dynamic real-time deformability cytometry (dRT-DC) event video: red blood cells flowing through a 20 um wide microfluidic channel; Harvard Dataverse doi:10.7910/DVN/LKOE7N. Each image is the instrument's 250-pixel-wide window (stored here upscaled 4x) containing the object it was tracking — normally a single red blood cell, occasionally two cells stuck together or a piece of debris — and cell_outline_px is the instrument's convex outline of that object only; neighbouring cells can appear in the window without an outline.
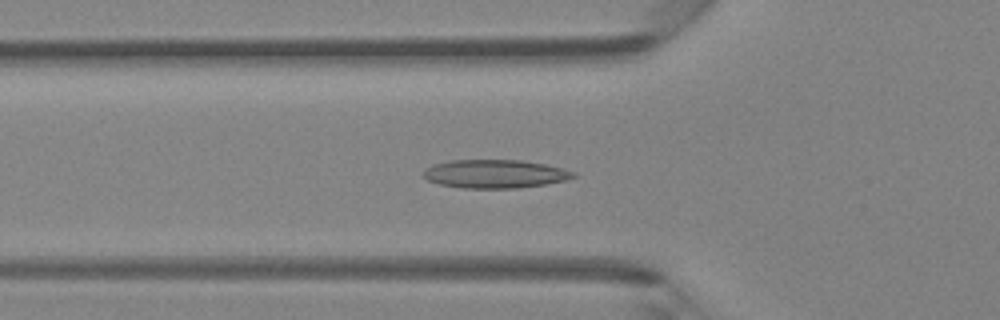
{"species": "Egyptian fruit bat (a non-hibernating species)", "species_latin": "Rousettus aegyptiacus", "temperature_condition": "room temperature", "stored_images_in_passage": 46, "camera_frame_rate_fps": 3000, "um_per_image_px": 0.085, "animal": {"sex": "female"}, "frame": {"image": 1, "passage_image": 16, "time_ms": 5.0, "image_size_px": [1000, 320], "cell_outline_px": [[576, 176], [564, 180], [544, 184], [516, 188], [464, 188], [440, 184], [428, 180], [424, 176], [424, 168], [432, 164], [448, 160], [520, 160], [544, 164], [564, 168], [576, 172]], "centroid_in_image_um": [42.05, 14.77], "position_along_channel_um": 83.7, "area_um2": 24.8}}
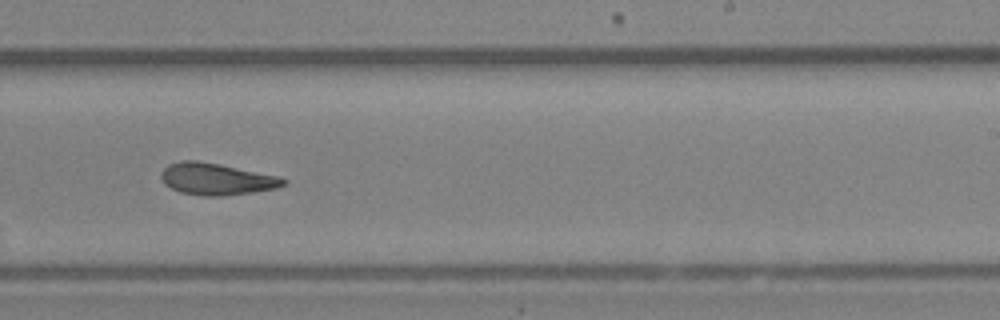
{"frame": {"image": 2, "passage_image": 29, "time_ms": 9.333, "image_size_px": [1000, 320], "cell_outline_px": [[288, 180], [284, 184], [276, 188], [252, 192], [220, 196], [204, 196], [180, 192], [164, 184], [160, 176], [164, 168], [168, 164], [180, 160], [196, 160], [220, 164], [276, 176]], "centroid_in_image_um": [18.34, 15.21], "position_along_channel_um": 270.7, "area_um2": 22.43}}
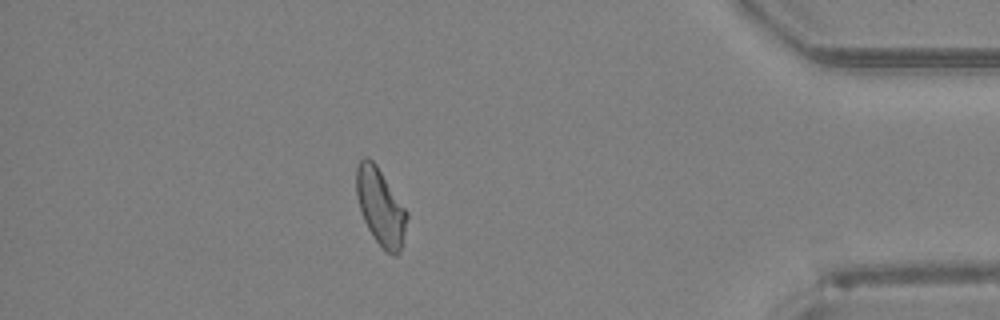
{"frame": {"image": 3, "passage_image": 41, "time_ms": 13.333, "image_size_px": [1000, 320], "cell_outline_px": [[408, 216], [400, 252], [396, 256], [392, 256], [372, 236], [364, 220], [356, 196], [356, 164], [364, 156], [368, 156], [376, 164], [408, 212]], "centroid_in_image_um": [32.33, 17.55], "position_along_channel_um": 402.9, "area_um2": 22.54}, "authors_computed_cell_mechanics": {"area_um2": 22.8888, "velocity_mm_per_s": 4.3281, "shape_relaxation_time_tau1_ms": 5.7366, "shape_relaxation_time_tau2_ms": 2.9697, "deformation_change_tau1": 0.1458, "deformation_change_tau2": 0.1007}}